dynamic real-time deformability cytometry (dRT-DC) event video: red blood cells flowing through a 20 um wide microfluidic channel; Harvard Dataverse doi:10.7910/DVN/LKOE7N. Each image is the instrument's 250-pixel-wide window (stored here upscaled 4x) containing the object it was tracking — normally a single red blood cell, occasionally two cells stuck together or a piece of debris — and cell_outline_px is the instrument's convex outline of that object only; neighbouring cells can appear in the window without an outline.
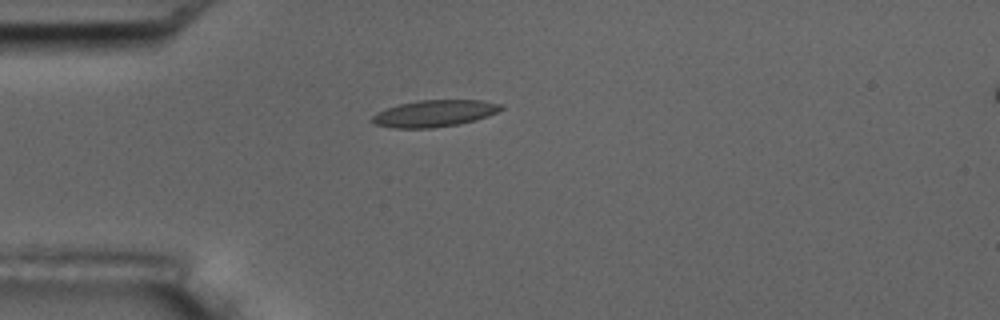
{"species": "common noctule bat (a hibernating species)", "species_latin": "Nyctalus noctula", "temperature_condition": "room temperature", "stored_images_in_passage": 1, "camera_frame_rate_fps": 3000, "um_per_image_px": 0.085, "animal": {"sex": "male", "body_mass_g": 17.5, "forearm_length_mm": 52.3}, "frame": {"image": 1, "passage_image": 1, "time_ms": 0.0, "image_size_px": [1000, 320], "cell_outline_px": [[504, 108], [488, 116], [456, 124], [432, 128], [396, 128], [376, 124], [372, 120], [372, 116], [376, 112], [400, 104], [420, 100], [480, 100], [504, 104]], "centroid_in_image_um": [36.95, 9.63], "position_along_channel_um": 48.1, "area_um2": 19.77}}